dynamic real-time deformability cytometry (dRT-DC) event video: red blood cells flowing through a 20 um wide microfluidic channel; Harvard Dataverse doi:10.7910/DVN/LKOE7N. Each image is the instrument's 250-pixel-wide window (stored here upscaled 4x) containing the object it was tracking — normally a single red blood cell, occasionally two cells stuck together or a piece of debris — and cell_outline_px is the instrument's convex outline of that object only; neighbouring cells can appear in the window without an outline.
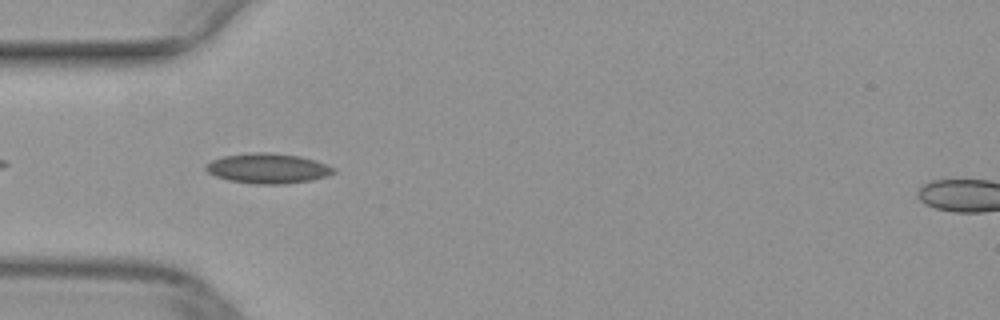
{"species": "common noctule bat (a hibernating species)", "species_latin": "Nyctalus noctula", "temperature_condition": "warm", "stored_images_in_passage": 28, "camera_frame_rate_fps": 3000, "um_per_image_px": 0.085, "animal": {"sex": "female", "body_mass_g": 29.2, "forearm_length_mm": 56.3}, "frame": {"image": 1, "passage_image": 3, "time_ms": 0.667, "image_size_px": [1000, 320], "cell_outline_px": [[336, 172], [328, 176], [312, 180], [284, 184], [256, 184], [228, 180], [216, 176], [208, 172], [204, 168], [212, 160], [224, 156], [256, 152], [264, 152], [300, 156], [316, 160], [336, 168]], "centroid_in_image_um": [22.82, 14.32], "position_along_channel_um": 62.2, "area_um2": 22.31}}
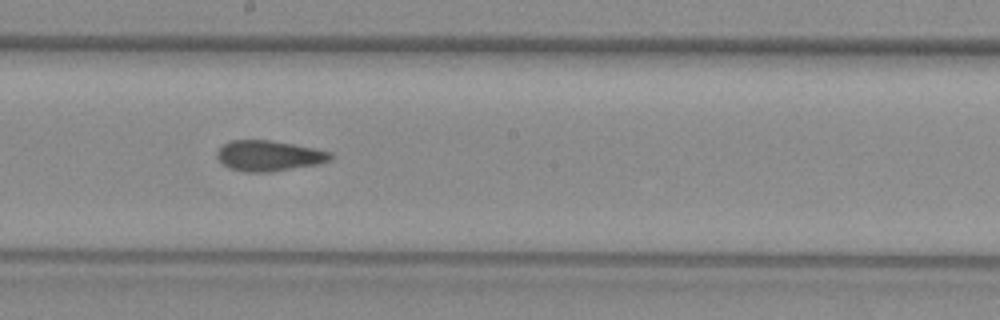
{"frame": {"image": 2, "passage_image": 15, "time_ms": 4.667, "image_size_px": [1000, 320], "cell_outline_px": [[332, 156], [328, 160], [316, 164], [268, 172], [244, 172], [228, 168], [216, 156], [216, 152], [224, 144], [232, 140], [272, 140], [332, 152]], "centroid_in_image_um": [22.81, 13.24], "position_along_channel_um": 225.4, "area_um2": 19.88}}
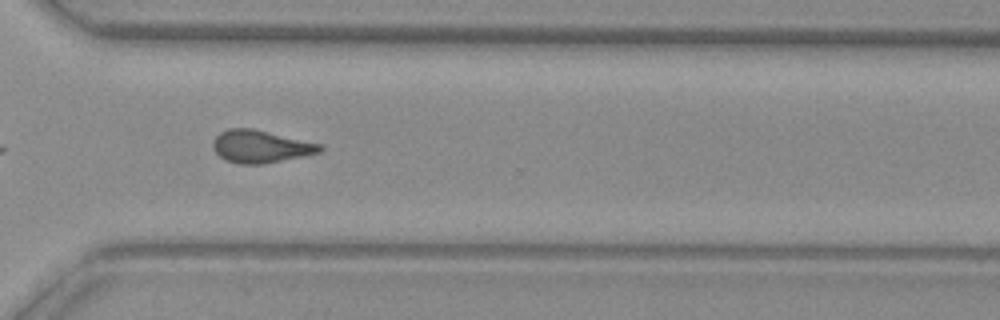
{"frame": {"image": 3, "passage_image": 24, "time_ms": 7.667, "image_size_px": [1000, 320], "cell_outline_px": [[324, 148], [320, 152], [264, 164], [240, 164], [224, 160], [212, 148], [212, 140], [220, 132], [228, 128], [252, 128], [324, 144]], "centroid_in_image_um": [22.14, 12.44], "position_along_channel_um": 348.5, "area_um2": 20.46}}